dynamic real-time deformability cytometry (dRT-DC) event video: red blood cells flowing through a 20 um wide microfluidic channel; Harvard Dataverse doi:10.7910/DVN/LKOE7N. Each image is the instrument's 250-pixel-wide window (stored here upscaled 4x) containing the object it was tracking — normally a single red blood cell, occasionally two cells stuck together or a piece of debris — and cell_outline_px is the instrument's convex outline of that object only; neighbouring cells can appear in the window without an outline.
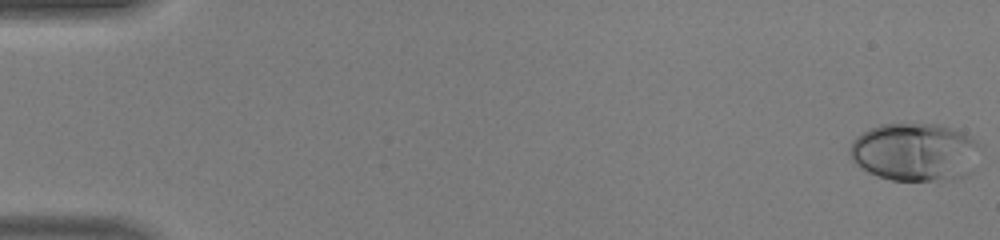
{"species": "human", "species_latin": "Homo sapiens", "temperature_condition": "warm", "stored_images_in_passage": 47, "camera_frame_rate_fps": 3000, "um_per_image_px": 0.085, "donor": {"sex": "male"}, "frame": {"image": 1, "passage_image": 1, "time_ms": 0.0, "image_size_px": [1000, 240], "cell_outline_px": [[976, 144], [972, 172], [956, 180], [892, 180], [868, 172], [856, 164], [852, 160], [848, 152], [848, 148], [852, 140], [856, 136], [868, 128], [880, 124], [936, 124], [964, 132], [976, 140]], "centroid_in_image_um": [77.7, 12.92], "position_along_channel_um": 7.3, "area_um2": 44.04}}
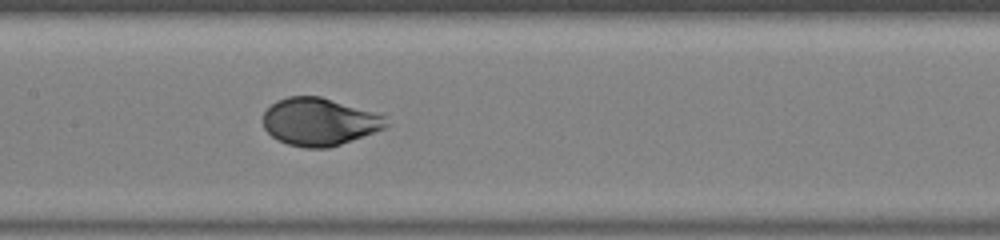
{"frame": {"image": 2, "passage_image": 24, "time_ms": 7.667, "image_size_px": [1000, 240], "cell_outline_px": [[388, 124], [384, 128], [340, 144], [328, 148], [304, 148], [288, 144], [276, 140], [264, 128], [264, 112], [276, 100], [288, 96], [320, 96], [372, 112], [384, 116]], "centroid_in_image_um": [27.08, 10.35], "position_along_channel_um": 180.3, "area_um2": 33.7}}
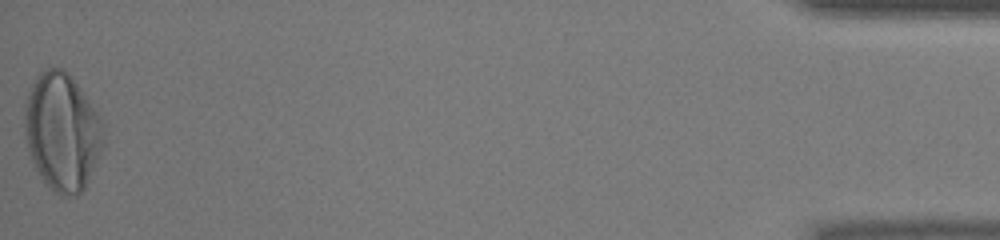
{"frame": {"image": 3, "passage_image": 47, "time_ms": 15.333, "image_size_px": [1000, 240], "cell_outline_px": [[104, 144], [88, 180], [84, 188], [76, 196], [60, 196], [44, 184], [28, 152], [24, 136], [24, 108], [32, 84], [36, 76], [40, 72], [48, 68], [64, 68], [104, 120]], "centroid_in_image_um": [5.28, 11.22], "position_along_channel_um": 429.9, "area_um2": 54.27}, "authors_computed_cell_mechanics": {"area_um2": 36.2406, "velocity_mm_per_s": 4.4731, "shape_relaxation_time_tau1_ms": 2.4749, "shape_relaxation_time_tau2_ms": null, "deformation_change_tau1": 0.2066, "deformation_change_tau2": null}}